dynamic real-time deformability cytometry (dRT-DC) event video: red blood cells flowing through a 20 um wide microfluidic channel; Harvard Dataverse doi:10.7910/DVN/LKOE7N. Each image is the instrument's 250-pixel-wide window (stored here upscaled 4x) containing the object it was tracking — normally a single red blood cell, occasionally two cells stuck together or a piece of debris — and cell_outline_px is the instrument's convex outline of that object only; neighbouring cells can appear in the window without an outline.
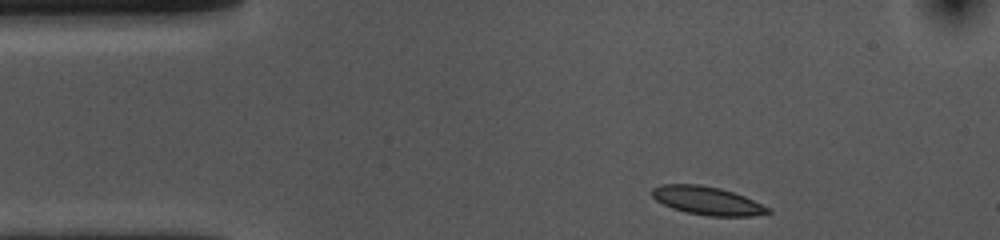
{"species": "common noctule bat (a hibernating species)", "species_latin": "Nyctalus noctula", "temperature_condition": "cold", "stored_images_in_passage": 38, "camera_frame_rate_fps": 3000, "um_per_image_px": 0.085, "animal": {"sex": "female", "body_mass_g": 10.0, "forearm_length_mm": 53.1}, "frame": {"image": 1, "passage_image": 1, "time_ms": 0.0, "image_size_px": [1000, 240], "cell_outline_px": [[772, 212], [752, 216], [708, 216], [688, 212], [672, 208], [656, 200], [648, 192], [652, 188], [660, 184], [700, 184], [720, 188], [744, 196], [772, 208]], "centroid_in_image_um": [60.1, 17.05], "position_along_channel_um": 24.9, "area_um2": 19.25}}
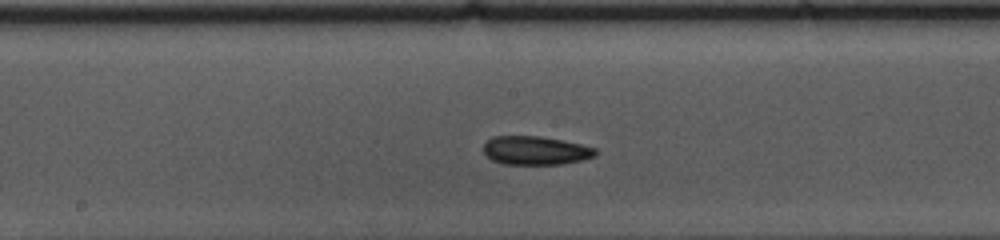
{"frame": {"image": 2, "passage_image": 20, "time_ms": 6.333, "image_size_px": [1000, 240], "cell_outline_px": [[596, 156], [564, 164], [504, 164], [492, 160], [484, 152], [484, 144], [492, 136], [540, 136], [580, 144], [596, 148]], "centroid_in_image_um": [45.51, 12.79], "position_along_channel_um": 202.7, "area_um2": 18.55}}
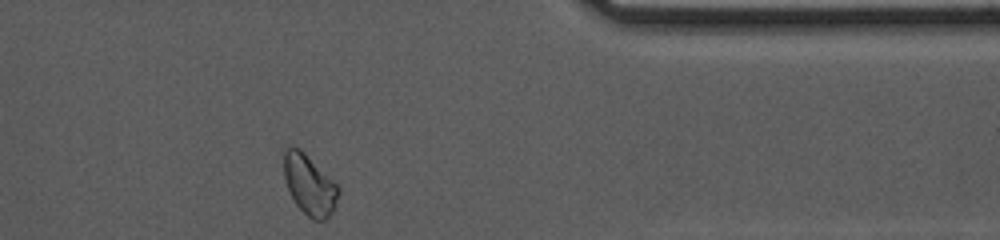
{"frame": {"image": 3, "passage_image": 37, "time_ms": 12.0, "image_size_px": [1000, 240], "cell_outline_px": [[340, 192], [332, 212], [324, 220], [312, 220], [296, 204], [288, 188], [284, 176], [284, 148], [292, 144], [300, 148], [340, 188]], "centroid_in_image_um": [26.29, 15.68], "position_along_channel_um": 385.1, "area_um2": 18.9}, "authors_computed_cell_mechanics": {"area_um2": 18.8139, "velocity_mm_per_s": 3.6007, "shape_relaxation_time_tau1_ms": 10.6868, "shape_relaxation_time_tau2_ms": 5.6284, "deformation_change_tau1": 0.1475, "deformation_change_tau2": 0.1004}}